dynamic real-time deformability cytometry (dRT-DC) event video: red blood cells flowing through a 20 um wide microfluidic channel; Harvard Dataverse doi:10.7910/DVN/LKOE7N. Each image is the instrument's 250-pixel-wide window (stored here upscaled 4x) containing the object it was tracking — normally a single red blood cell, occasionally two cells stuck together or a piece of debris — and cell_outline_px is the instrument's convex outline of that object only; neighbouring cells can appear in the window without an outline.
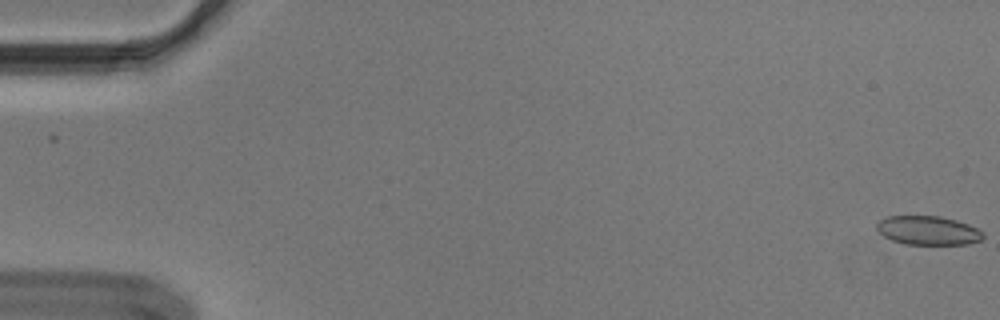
{"species": "Egyptian fruit bat (a non-hibernating species)", "species_latin": "Rousettus aegyptiacus", "temperature_condition": "cold", "stored_images_in_passage": 51, "camera_frame_rate_fps": 3000, "um_per_image_px": 0.085, "animal": {"sex": "male"}, "frame": {"image": 1, "passage_image": 1, "time_ms": 0.0, "image_size_px": [1000, 320], "cell_outline_px": [[984, 236], [980, 240], [968, 244], [904, 244], [892, 240], [884, 236], [876, 228], [876, 224], [880, 220], [888, 216], [940, 216], [956, 220], [968, 224], [984, 232]], "centroid_in_image_um": [78.89, 19.58], "position_along_channel_um": 6.1, "area_um2": 17.86}}
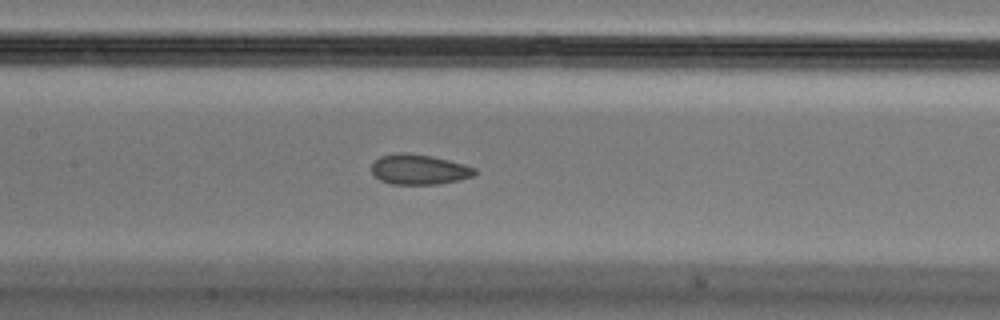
{"frame": {"image": 2, "passage_image": 27, "time_ms": 8.667, "image_size_px": [1000, 320], "cell_outline_px": [[476, 172], [472, 176], [460, 180], [440, 184], [392, 184], [380, 180], [372, 172], [372, 164], [380, 156], [396, 152], [408, 152], [432, 156], [464, 164], [476, 168]], "centroid_in_image_um": [35.62, 14.39], "position_along_channel_um": 171.8, "area_um2": 18.21}}
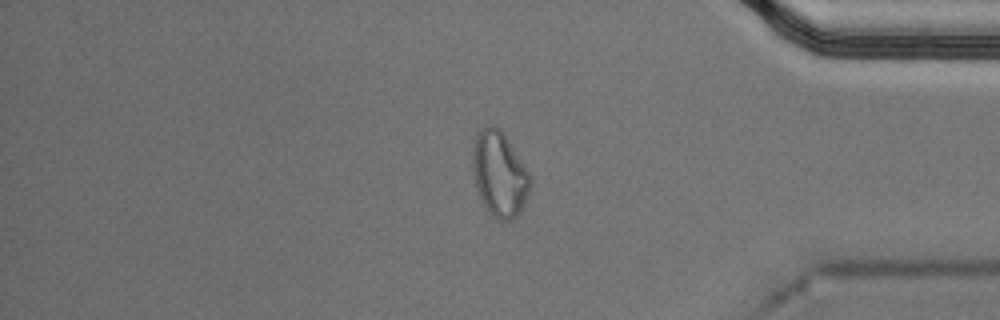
{"frame": {"image": 3, "passage_image": 47, "time_ms": 15.333, "image_size_px": [1000, 320], "cell_outline_px": [[532, 184], [524, 204], [520, 212], [516, 216], [508, 220], [500, 220], [492, 216], [484, 204], [476, 188], [472, 172], [472, 140], [480, 128], [488, 124], [492, 124], [500, 128], [504, 132], [532, 176]], "centroid_in_image_um": [42.44, 14.73], "position_along_channel_um": 392.8, "area_um2": 29.19}}